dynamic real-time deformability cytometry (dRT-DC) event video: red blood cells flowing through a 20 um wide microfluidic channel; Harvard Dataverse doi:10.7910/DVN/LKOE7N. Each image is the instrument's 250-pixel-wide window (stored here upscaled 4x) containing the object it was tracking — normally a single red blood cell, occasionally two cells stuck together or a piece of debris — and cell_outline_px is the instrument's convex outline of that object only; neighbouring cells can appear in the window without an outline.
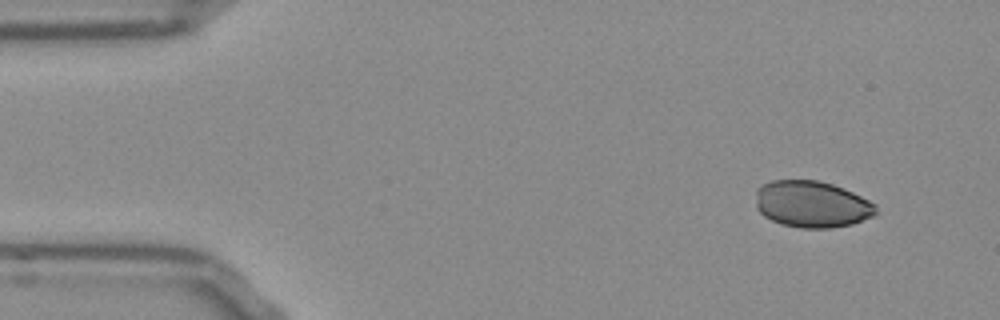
{"species": "Egyptian fruit bat (a non-hibernating species)", "species_latin": "Rousettus aegyptiacus", "temperature_condition": "room temperature", "stored_images_in_passage": 49, "camera_frame_rate_fps": 3000, "um_per_image_px": 0.085, "frame": {"image": 1, "passage_image": 1, "time_ms": 0.0, "image_size_px": [1000, 320], "cell_outline_px": [[876, 216], [852, 224], [832, 228], [800, 228], [780, 224], [764, 216], [756, 208], [756, 188], [772, 180], [820, 180], [844, 188], [876, 204]], "centroid_in_image_um": [69.01, 17.36], "position_along_channel_um": 16.0, "area_um2": 32.95}}
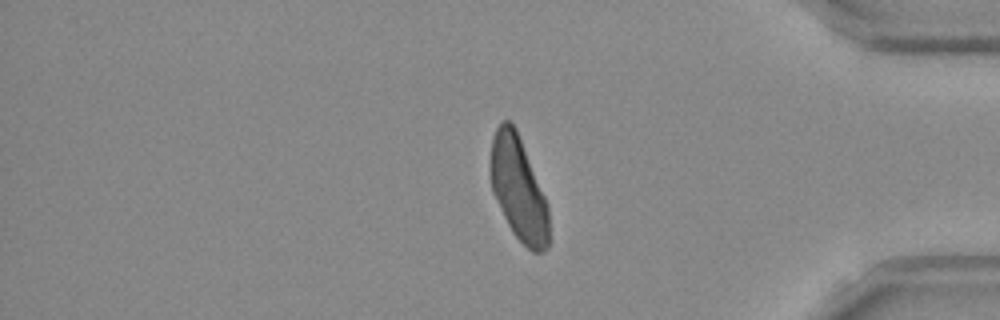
{"frame": {"image": 2, "passage_image": 40, "time_ms": 13.0, "image_size_px": [1000, 320], "cell_outline_px": [[548, 248], [540, 252], [532, 252], [512, 232], [492, 192], [488, 168], [492, 136], [496, 128], [504, 120], [508, 120], [516, 128], [548, 204]], "centroid_in_image_um": [44.03, 16.02], "position_along_channel_um": 391.2, "area_um2": 35.43}}
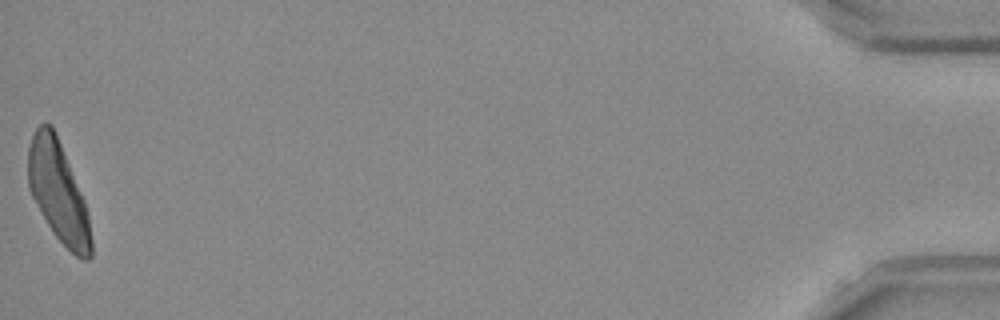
{"frame": {"image": 3, "passage_image": 49, "time_ms": 16.0, "image_size_px": [1000, 320], "cell_outline_px": [[92, 256], [88, 260], [84, 260], [76, 256], [52, 232], [32, 196], [28, 188], [28, 148], [32, 136], [36, 128], [40, 124], [52, 124], [56, 132], [84, 200], [88, 216], [92, 240]], "centroid_in_image_um": [4.95, 16.31], "position_along_channel_um": 430.3, "area_um2": 36.47}}